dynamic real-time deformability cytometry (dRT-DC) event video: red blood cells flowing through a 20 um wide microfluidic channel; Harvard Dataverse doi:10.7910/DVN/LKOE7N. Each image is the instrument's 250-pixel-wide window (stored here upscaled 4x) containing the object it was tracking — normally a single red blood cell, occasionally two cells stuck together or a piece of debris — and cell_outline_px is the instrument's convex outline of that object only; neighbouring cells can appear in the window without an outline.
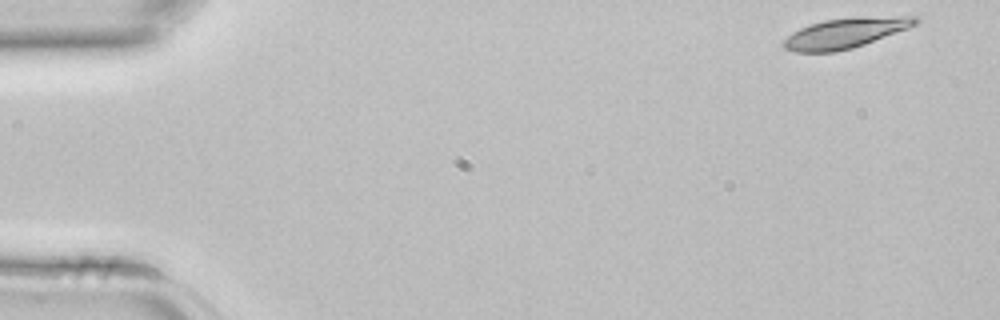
{"species": "common noctule bat (a hibernating species)", "species_latin": "Nyctalus noctula", "temperature_condition": "room temperature", "stored_images_in_passage": 3, "camera_frame_rate_fps": 3000, "um_per_image_px": 0.085, "animal": {"sex": "female", "body_mass_g": 22.7, "forearm_length_mm": 54.2}, "frame": {"image": 1, "passage_image": 1, "time_ms": 0.0, "image_size_px": [1000, 320], "cell_outline_px": [[920, 20], [916, 24], [908, 28], [864, 44], [852, 48], [836, 52], [796, 52], [784, 48], [780, 44], [792, 32], [800, 28], [824, 20], [852, 16], [920, 16]], "centroid_in_image_um": [71.86, 2.79], "position_along_channel_um": 13.1, "area_um2": 23.35}}